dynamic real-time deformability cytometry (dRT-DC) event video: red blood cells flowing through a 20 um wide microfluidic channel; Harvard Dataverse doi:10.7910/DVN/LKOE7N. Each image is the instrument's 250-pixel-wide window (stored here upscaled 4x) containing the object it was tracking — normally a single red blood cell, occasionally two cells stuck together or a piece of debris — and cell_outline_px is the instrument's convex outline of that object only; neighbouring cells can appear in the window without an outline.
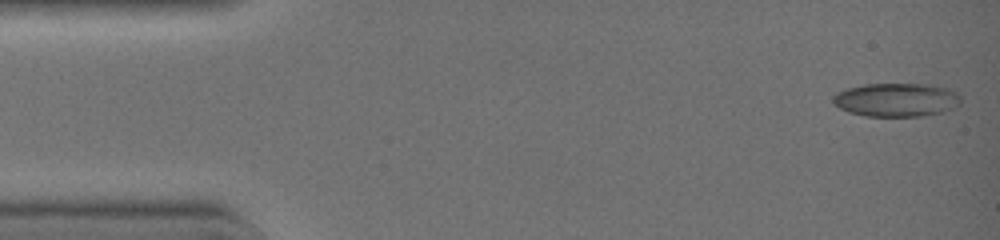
{"species": "common noctule bat (a hibernating species)", "species_latin": "Nyctalus noctula", "temperature_condition": "warm", "stored_images_in_passage": 42, "camera_frame_rate_fps": 3000, "um_per_image_px": 0.085, "animal": {"sex": "female", "body_mass_g": 19.0, "forearm_length_mm": 51.5}, "frame": {"image": 1, "passage_image": 1, "time_ms": 0.0, "image_size_px": [1000, 240], "cell_outline_px": [[960, 104], [940, 112], [920, 116], [868, 116], [852, 112], [840, 108], [832, 100], [832, 96], [848, 88], [864, 84], [920, 84], [944, 88], [960, 96]], "centroid_in_image_um": [76.15, 8.48], "position_along_channel_um": 8.8, "area_um2": 24.28}}
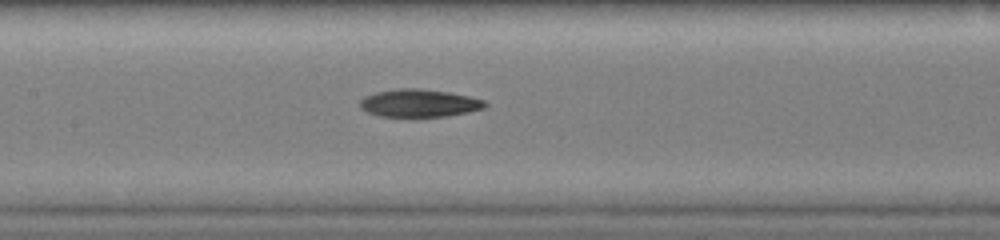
{"frame": {"image": 2, "passage_image": 20, "time_ms": 6.333, "image_size_px": [1000, 240], "cell_outline_px": [[488, 104], [484, 108], [444, 116], [380, 116], [368, 112], [360, 108], [360, 100], [364, 96], [376, 92], [396, 88], [420, 88], [448, 92], [468, 96], [484, 100]], "centroid_in_image_um": [35.59, 8.75], "position_along_channel_um": 171.8, "area_um2": 20.0}}
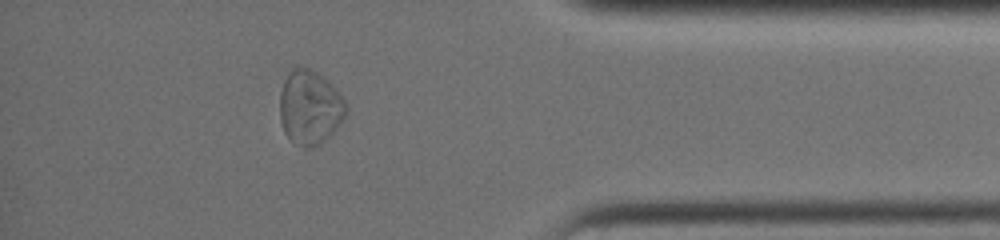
{"frame": {"image": 3, "passage_image": 37, "time_ms": 12.0, "image_size_px": [1000, 240], "cell_outline_px": [[348, 112], [332, 132], [320, 144], [304, 148], [296, 144], [284, 132], [280, 120], [280, 92], [284, 80], [292, 68], [308, 68], [324, 76], [336, 88], [348, 104]], "centroid_in_image_um": [26.35, 9.11], "position_along_channel_um": 408.9, "area_um2": 28.61}, "authors_computed_cell_mechanics": {"area_um2": 21.5883, "velocity_mm_per_s": 4.4866, "shape_relaxation_time_tau1_ms": null, "shape_relaxation_time_tau2_ms": 4.5275, "deformation_change_tau1": null, "deformation_change_tau2": 0.1096}}